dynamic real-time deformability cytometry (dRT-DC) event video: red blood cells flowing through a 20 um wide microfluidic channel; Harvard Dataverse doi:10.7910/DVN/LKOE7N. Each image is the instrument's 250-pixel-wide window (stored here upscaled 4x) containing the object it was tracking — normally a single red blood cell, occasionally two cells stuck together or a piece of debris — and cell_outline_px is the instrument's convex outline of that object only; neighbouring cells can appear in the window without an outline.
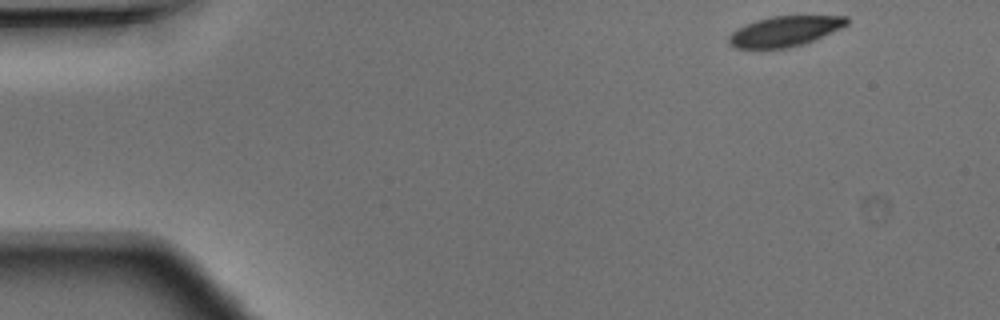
{"species": "Egyptian fruit bat (a non-hibernating species)", "species_latin": "Rousettus aegyptiacus", "temperature_condition": "warm", "stored_images_in_passage": 44, "camera_frame_rate_fps": 3000, "um_per_image_px": 0.085, "animal": {"sex": "male"}, "frame": {"image": 1, "passage_image": 1, "time_ms": 0.0, "image_size_px": [1000, 320], "cell_outline_px": [[848, 24], [840, 28], [804, 44], [788, 48], [736, 48], [728, 44], [728, 36], [736, 28], [744, 24], [756, 20], [772, 16], [848, 16]], "centroid_in_image_um": [66.65, 2.65], "position_along_channel_um": 18.3, "area_um2": 20.75}}
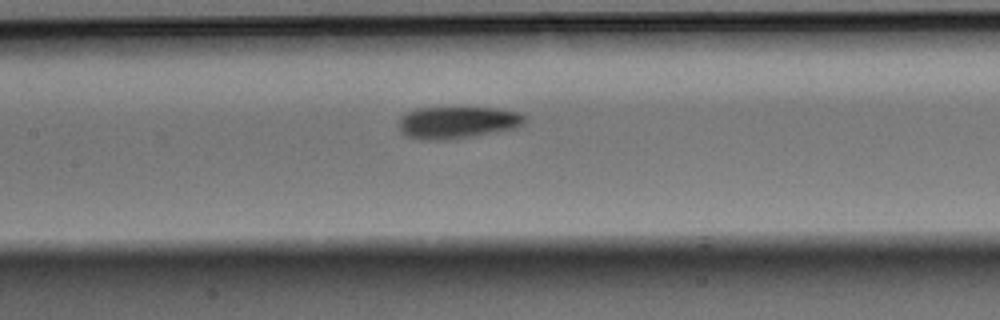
{"frame": {"image": 2, "passage_image": 19, "time_ms": 6.0, "image_size_px": [1000, 320], "cell_outline_px": [[524, 120], [516, 128], [456, 140], [420, 140], [404, 136], [400, 132], [400, 116], [416, 108], [496, 108], [516, 112], [524, 116]], "centroid_in_image_um": [38.81, 10.43], "position_along_channel_um": 168.6, "area_um2": 23.64}}
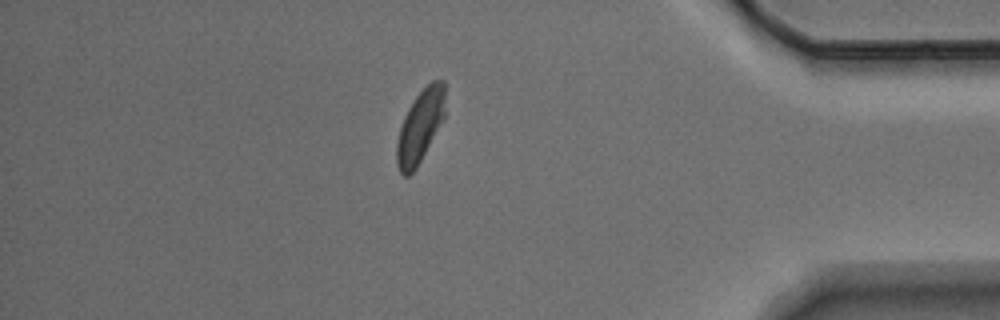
{"frame": {"image": 3, "passage_image": 38, "time_ms": 12.333, "image_size_px": [1000, 320], "cell_outline_px": [[444, 120], [416, 168], [408, 176], [404, 176], [400, 172], [396, 164], [396, 144], [400, 128], [404, 116], [408, 108], [416, 96], [432, 80], [444, 80]], "centroid_in_image_um": [35.7, 10.75], "position_along_channel_um": 399.5, "area_um2": 20.35}}